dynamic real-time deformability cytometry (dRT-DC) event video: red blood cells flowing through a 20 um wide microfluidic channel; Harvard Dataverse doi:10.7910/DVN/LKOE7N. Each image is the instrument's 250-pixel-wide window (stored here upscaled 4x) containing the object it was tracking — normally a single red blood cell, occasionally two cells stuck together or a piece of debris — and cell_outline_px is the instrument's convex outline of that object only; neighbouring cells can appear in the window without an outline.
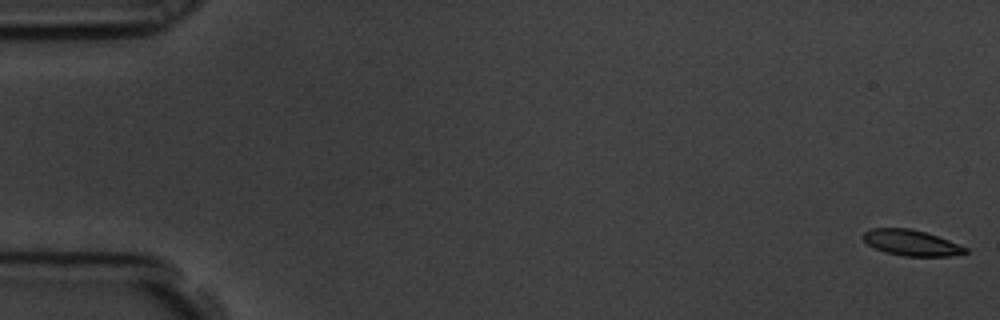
{"species": "common noctule bat (a hibernating species)", "species_latin": "Nyctalus noctula", "temperature_condition": "room temperature", "stored_images_in_passage": 58, "camera_frame_rate_fps": 3000, "um_per_image_px": 0.085, "animal": {"sex": "male", "body_mass_g": 19.5, "forearm_length_mm": 54.6}, "frame": {"image": 1, "passage_image": 1, "time_ms": 0.0, "image_size_px": [1000, 320], "cell_outline_px": [[968, 252], [948, 256], [904, 256], [884, 252], [868, 244], [860, 236], [864, 232], [872, 228], [912, 228], [948, 240], [968, 248]], "centroid_in_image_um": [77.43, 20.63], "position_along_channel_um": 7.6, "area_um2": 15.26}}
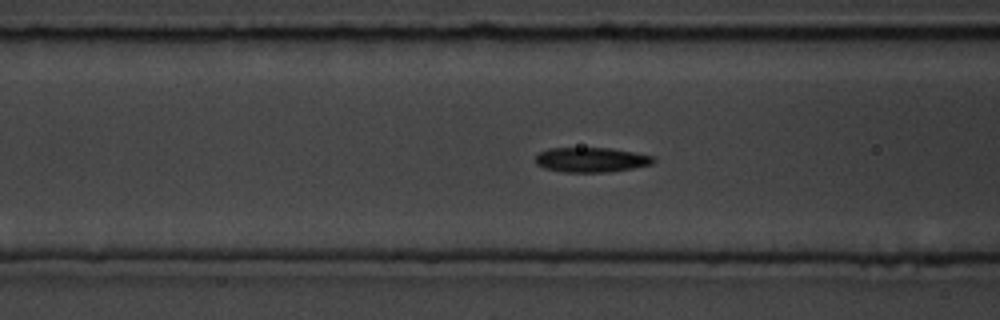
{"frame": {"image": 2, "passage_image": 23, "time_ms": 7.333, "image_size_px": [1000, 320], "cell_outline_px": [[656, 160], [652, 164], [612, 172], [564, 172], [544, 168], [536, 164], [536, 156], [540, 152], [548, 148], [612, 148], [636, 152], [656, 156]], "centroid_in_image_um": [50.3, 13.58], "position_along_channel_um": 116.3, "area_um2": 17.22}}
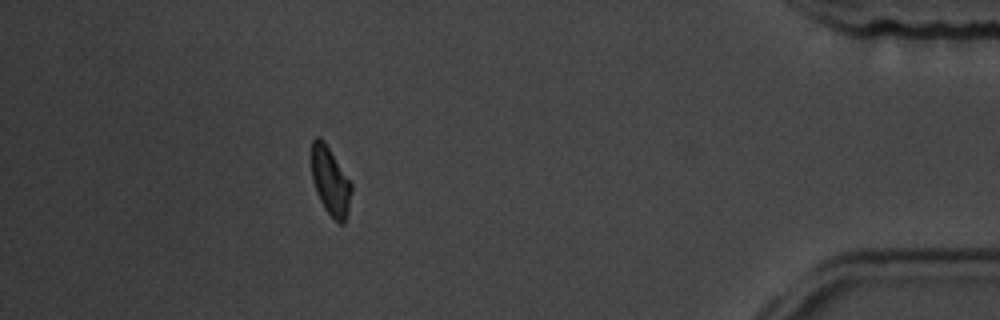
{"frame": {"image": 3, "passage_image": 52, "time_ms": 17.0, "image_size_px": [1000, 320], "cell_outline_px": [[352, 192], [344, 224], [340, 224], [324, 208], [316, 192], [312, 180], [312, 140], [316, 136], [320, 136], [324, 140], [352, 184]], "centroid_in_image_um": [28.07, 15.38], "position_along_channel_um": 407.1, "area_um2": 15.72}, "authors_computed_cell_mechanics": {"area_um2": 16.7331, "velocity_mm_per_s": 3.5414, "shape_relaxation_time_tau1_ms": 7.0155, "shape_relaxation_time_tau2_ms": 3.7722, "deformation_change_tau1": 0.1385, "deformation_change_tau2": 0.0869}}